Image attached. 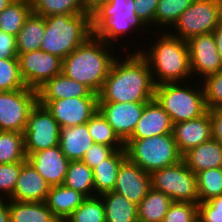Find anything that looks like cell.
I'll list each match as a JSON object with an SVG mask.
<instances>
[{
  "label": "cell",
  "mask_w": 222,
  "mask_h": 222,
  "mask_svg": "<svg viewBox=\"0 0 222 222\" xmlns=\"http://www.w3.org/2000/svg\"><path fill=\"white\" fill-rule=\"evenodd\" d=\"M155 87L145 58L138 51H121L98 94V102H149L154 99Z\"/></svg>",
  "instance_id": "6da1fadb"
},
{
  "label": "cell",
  "mask_w": 222,
  "mask_h": 222,
  "mask_svg": "<svg viewBox=\"0 0 222 222\" xmlns=\"http://www.w3.org/2000/svg\"><path fill=\"white\" fill-rule=\"evenodd\" d=\"M155 34L157 35L154 36V39L149 34L151 39L146 36V39L144 38L146 41L140 43L149 42L151 45L142 44L139 47L133 43V38L129 40L131 41L129 45L132 43L137 47L134 51H138L148 62L155 85L193 80L187 41L171 36L168 32H156Z\"/></svg>",
  "instance_id": "7a4b0ae2"
},
{
  "label": "cell",
  "mask_w": 222,
  "mask_h": 222,
  "mask_svg": "<svg viewBox=\"0 0 222 222\" xmlns=\"http://www.w3.org/2000/svg\"><path fill=\"white\" fill-rule=\"evenodd\" d=\"M118 50L92 34L62 60V73L98 95Z\"/></svg>",
  "instance_id": "3957f363"
},
{
  "label": "cell",
  "mask_w": 222,
  "mask_h": 222,
  "mask_svg": "<svg viewBox=\"0 0 222 222\" xmlns=\"http://www.w3.org/2000/svg\"><path fill=\"white\" fill-rule=\"evenodd\" d=\"M147 29L148 31H146ZM91 31L97 38L107 44L119 47L120 51L123 52L124 50L131 51L135 48L132 45L128 46V41L125 39V37L128 38L130 33H135L140 38L142 34L143 36L150 33L151 35L154 34L136 15L134 0H108L102 3L91 13ZM122 41L123 44H119Z\"/></svg>",
  "instance_id": "277c9868"
},
{
  "label": "cell",
  "mask_w": 222,
  "mask_h": 222,
  "mask_svg": "<svg viewBox=\"0 0 222 222\" xmlns=\"http://www.w3.org/2000/svg\"><path fill=\"white\" fill-rule=\"evenodd\" d=\"M91 35L90 13L50 15L40 49L63 60Z\"/></svg>",
  "instance_id": "5b68a950"
},
{
  "label": "cell",
  "mask_w": 222,
  "mask_h": 222,
  "mask_svg": "<svg viewBox=\"0 0 222 222\" xmlns=\"http://www.w3.org/2000/svg\"><path fill=\"white\" fill-rule=\"evenodd\" d=\"M154 99L168 113L172 124L198 118L208 110L202 83L196 80L156 85Z\"/></svg>",
  "instance_id": "8992f818"
},
{
  "label": "cell",
  "mask_w": 222,
  "mask_h": 222,
  "mask_svg": "<svg viewBox=\"0 0 222 222\" xmlns=\"http://www.w3.org/2000/svg\"><path fill=\"white\" fill-rule=\"evenodd\" d=\"M127 158L147 173L172 166L182 160L172 134L145 139H128L125 142Z\"/></svg>",
  "instance_id": "52a82bcc"
},
{
  "label": "cell",
  "mask_w": 222,
  "mask_h": 222,
  "mask_svg": "<svg viewBox=\"0 0 222 222\" xmlns=\"http://www.w3.org/2000/svg\"><path fill=\"white\" fill-rule=\"evenodd\" d=\"M220 23L219 0H194L168 33L188 41L194 36L212 33Z\"/></svg>",
  "instance_id": "ba28073f"
},
{
  "label": "cell",
  "mask_w": 222,
  "mask_h": 222,
  "mask_svg": "<svg viewBox=\"0 0 222 222\" xmlns=\"http://www.w3.org/2000/svg\"><path fill=\"white\" fill-rule=\"evenodd\" d=\"M151 187L169 196L173 202L198 203L196 174L180 162L153 171Z\"/></svg>",
  "instance_id": "9c48e42d"
},
{
  "label": "cell",
  "mask_w": 222,
  "mask_h": 222,
  "mask_svg": "<svg viewBox=\"0 0 222 222\" xmlns=\"http://www.w3.org/2000/svg\"><path fill=\"white\" fill-rule=\"evenodd\" d=\"M60 128L47 108L37 103L29 114L23 132L26 156L58 146Z\"/></svg>",
  "instance_id": "30bf717a"
},
{
  "label": "cell",
  "mask_w": 222,
  "mask_h": 222,
  "mask_svg": "<svg viewBox=\"0 0 222 222\" xmlns=\"http://www.w3.org/2000/svg\"><path fill=\"white\" fill-rule=\"evenodd\" d=\"M37 103V91L28 87L0 91V130L23 133L29 114Z\"/></svg>",
  "instance_id": "8fae6325"
},
{
  "label": "cell",
  "mask_w": 222,
  "mask_h": 222,
  "mask_svg": "<svg viewBox=\"0 0 222 222\" xmlns=\"http://www.w3.org/2000/svg\"><path fill=\"white\" fill-rule=\"evenodd\" d=\"M20 75L26 87L38 90L62 73V59L41 49L18 55Z\"/></svg>",
  "instance_id": "7c38bea8"
},
{
  "label": "cell",
  "mask_w": 222,
  "mask_h": 222,
  "mask_svg": "<svg viewBox=\"0 0 222 222\" xmlns=\"http://www.w3.org/2000/svg\"><path fill=\"white\" fill-rule=\"evenodd\" d=\"M38 103L47 108L61 128L85 124L98 110V97L38 100Z\"/></svg>",
  "instance_id": "4fadbf2b"
},
{
  "label": "cell",
  "mask_w": 222,
  "mask_h": 222,
  "mask_svg": "<svg viewBox=\"0 0 222 222\" xmlns=\"http://www.w3.org/2000/svg\"><path fill=\"white\" fill-rule=\"evenodd\" d=\"M187 43L193 80L200 82L222 70V63L212 33L194 36Z\"/></svg>",
  "instance_id": "5bb4252c"
},
{
  "label": "cell",
  "mask_w": 222,
  "mask_h": 222,
  "mask_svg": "<svg viewBox=\"0 0 222 222\" xmlns=\"http://www.w3.org/2000/svg\"><path fill=\"white\" fill-rule=\"evenodd\" d=\"M147 102H98V110L125 143L133 134Z\"/></svg>",
  "instance_id": "9a60e30c"
},
{
  "label": "cell",
  "mask_w": 222,
  "mask_h": 222,
  "mask_svg": "<svg viewBox=\"0 0 222 222\" xmlns=\"http://www.w3.org/2000/svg\"><path fill=\"white\" fill-rule=\"evenodd\" d=\"M151 188L150 173L126 158L117 173L113 192L138 205Z\"/></svg>",
  "instance_id": "2e32d148"
},
{
  "label": "cell",
  "mask_w": 222,
  "mask_h": 222,
  "mask_svg": "<svg viewBox=\"0 0 222 222\" xmlns=\"http://www.w3.org/2000/svg\"><path fill=\"white\" fill-rule=\"evenodd\" d=\"M27 161L50 187L64 183L70 161L62 153L60 145L32 153L27 156Z\"/></svg>",
  "instance_id": "e0dca14e"
},
{
  "label": "cell",
  "mask_w": 222,
  "mask_h": 222,
  "mask_svg": "<svg viewBox=\"0 0 222 222\" xmlns=\"http://www.w3.org/2000/svg\"><path fill=\"white\" fill-rule=\"evenodd\" d=\"M172 135L180 153L212 139V124L209 111L202 116L173 124Z\"/></svg>",
  "instance_id": "ac0fdd59"
},
{
  "label": "cell",
  "mask_w": 222,
  "mask_h": 222,
  "mask_svg": "<svg viewBox=\"0 0 222 222\" xmlns=\"http://www.w3.org/2000/svg\"><path fill=\"white\" fill-rule=\"evenodd\" d=\"M173 124L168 113L153 99L144 106L132 136L129 139H145L162 134H172Z\"/></svg>",
  "instance_id": "d6986e66"
},
{
  "label": "cell",
  "mask_w": 222,
  "mask_h": 222,
  "mask_svg": "<svg viewBox=\"0 0 222 222\" xmlns=\"http://www.w3.org/2000/svg\"><path fill=\"white\" fill-rule=\"evenodd\" d=\"M50 186L26 161L21 168L13 195L9 200L17 202H45Z\"/></svg>",
  "instance_id": "ffe728a7"
},
{
  "label": "cell",
  "mask_w": 222,
  "mask_h": 222,
  "mask_svg": "<svg viewBox=\"0 0 222 222\" xmlns=\"http://www.w3.org/2000/svg\"><path fill=\"white\" fill-rule=\"evenodd\" d=\"M38 100H60L75 97H98L84 84L60 73L49 79L38 90Z\"/></svg>",
  "instance_id": "44dd1931"
},
{
  "label": "cell",
  "mask_w": 222,
  "mask_h": 222,
  "mask_svg": "<svg viewBox=\"0 0 222 222\" xmlns=\"http://www.w3.org/2000/svg\"><path fill=\"white\" fill-rule=\"evenodd\" d=\"M182 160L195 174L222 167V145L217 140L210 139L185 152Z\"/></svg>",
  "instance_id": "7402d4cb"
},
{
  "label": "cell",
  "mask_w": 222,
  "mask_h": 222,
  "mask_svg": "<svg viewBox=\"0 0 222 222\" xmlns=\"http://www.w3.org/2000/svg\"><path fill=\"white\" fill-rule=\"evenodd\" d=\"M94 144L87 123L60 128L59 145L69 161L82 160L86 151Z\"/></svg>",
  "instance_id": "603a6c76"
},
{
  "label": "cell",
  "mask_w": 222,
  "mask_h": 222,
  "mask_svg": "<svg viewBox=\"0 0 222 222\" xmlns=\"http://www.w3.org/2000/svg\"><path fill=\"white\" fill-rule=\"evenodd\" d=\"M86 198L81 192L62 184L49 188L45 203L60 222H64Z\"/></svg>",
  "instance_id": "cb8c5ba5"
},
{
  "label": "cell",
  "mask_w": 222,
  "mask_h": 222,
  "mask_svg": "<svg viewBox=\"0 0 222 222\" xmlns=\"http://www.w3.org/2000/svg\"><path fill=\"white\" fill-rule=\"evenodd\" d=\"M127 158L125 149L115 150L107 159L93 168L94 193L101 195L113 191L118 170Z\"/></svg>",
  "instance_id": "d4e9b609"
},
{
  "label": "cell",
  "mask_w": 222,
  "mask_h": 222,
  "mask_svg": "<svg viewBox=\"0 0 222 222\" xmlns=\"http://www.w3.org/2000/svg\"><path fill=\"white\" fill-rule=\"evenodd\" d=\"M10 222H60L45 202L9 200Z\"/></svg>",
  "instance_id": "484cf974"
},
{
  "label": "cell",
  "mask_w": 222,
  "mask_h": 222,
  "mask_svg": "<svg viewBox=\"0 0 222 222\" xmlns=\"http://www.w3.org/2000/svg\"><path fill=\"white\" fill-rule=\"evenodd\" d=\"M104 203L106 222H138L137 205L113 192L99 195Z\"/></svg>",
  "instance_id": "4316f807"
},
{
  "label": "cell",
  "mask_w": 222,
  "mask_h": 222,
  "mask_svg": "<svg viewBox=\"0 0 222 222\" xmlns=\"http://www.w3.org/2000/svg\"><path fill=\"white\" fill-rule=\"evenodd\" d=\"M172 203L169 196L151 187L137 205L138 222H162Z\"/></svg>",
  "instance_id": "83f0119b"
},
{
  "label": "cell",
  "mask_w": 222,
  "mask_h": 222,
  "mask_svg": "<svg viewBox=\"0 0 222 222\" xmlns=\"http://www.w3.org/2000/svg\"><path fill=\"white\" fill-rule=\"evenodd\" d=\"M45 34V17L33 12L16 35L17 53L39 50Z\"/></svg>",
  "instance_id": "f1b7e54d"
},
{
  "label": "cell",
  "mask_w": 222,
  "mask_h": 222,
  "mask_svg": "<svg viewBox=\"0 0 222 222\" xmlns=\"http://www.w3.org/2000/svg\"><path fill=\"white\" fill-rule=\"evenodd\" d=\"M63 185L81 192L86 197L97 196L94 193L93 170L83 161H70Z\"/></svg>",
  "instance_id": "f546056e"
},
{
  "label": "cell",
  "mask_w": 222,
  "mask_h": 222,
  "mask_svg": "<svg viewBox=\"0 0 222 222\" xmlns=\"http://www.w3.org/2000/svg\"><path fill=\"white\" fill-rule=\"evenodd\" d=\"M32 13L30 0H14L0 13V30L16 36Z\"/></svg>",
  "instance_id": "4dcf8cb0"
},
{
  "label": "cell",
  "mask_w": 222,
  "mask_h": 222,
  "mask_svg": "<svg viewBox=\"0 0 222 222\" xmlns=\"http://www.w3.org/2000/svg\"><path fill=\"white\" fill-rule=\"evenodd\" d=\"M193 1L159 0L155 14V32H168Z\"/></svg>",
  "instance_id": "1f68e13d"
},
{
  "label": "cell",
  "mask_w": 222,
  "mask_h": 222,
  "mask_svg": "<svg viewBox=\"0 0 222 222\" xmlns=\"http://www.w3.org/2000/svg\"><path fill=\"white\" fill-rule=\"evenodd\" d=\"M87 128L94 143L110 146L114 150L125 149V143L118 137L99 110L87 122Z\"/></svg>",
  "instance_id": "d6a6232c"
},
{
  "label": "cell",
  "mask_w": 222,
  "mask_h": 222,
  "mask_svg": "<svg viewBox=\"0 0 222 222\" xmlns=\"http://www.w3.org/2000/svg\"><path fill=\"white\" fill-rule=\"evenodd\" d=\"M32 12L47 17L57 14L89 13L83 5V0H30Z\"/></svg>",
  "instance_id": "836d02e7"
},
{
  "label": "cell",
  "mask_w": 222,
  "mask_h": 222,
  "mask_svg": "<svg viewBox=\"0 0 222 222\" xmlns=\"http://www.w3.org/2000/svg\"><path fill=\"white\" fill-rule=\"evenodd\" d=\"M26 161L23 133L0 130V164Z\"/></svg>",
  "instance_id": "e575fe53"
},
{
  "label": "cell",
  "mask_w": 222,
  "mask_h": 222,
  "mask_svg": "<svg viewBox=\"0 0 222 222\" xmlns=\"http://www.w3.org/2000/svg\"><path fill=\"white\" fill-rule=\"evenodd\" d=\"M196 179L198 203L222 195V167L198 172Z\"/></svg>",
  "instance_id": "d590c367"
},
{
  "label": "cell",
  "mask_w": 222,
  "mask_h": 222,
  "mask_svg": "<svg viewBox=\"0 0 222 222\" xmlns=\"http://www.w3.org/2000/svg\"><path fill=\"white\" fill-rule=\"evenodd\" d=\"M64 222H106L104 203L99 195L87 197Z\"/></svg>",
  "instance_id": "8d00e7d4"
},
{
  "label": "cell",
  "mask_w": 222,
  "mask_h": 222,
  "mask_svg": "<svg viewBox=\"0 0 222 222\" xmlns=\"http://www.w3.org/2000/svg\"><path fill=\"white\" fill-rule=\"evenodd\" d=\"M25 87L20 75L19 59H0V91H13Z\"/></svg>",
  "instance_id": "74e56055"
},
{
  "label": "cell",
  "mask_w": 222,
  "mask_h": 222,
  "mask_svg": "<svg viewBox=\"0 0 222 222\" xmlns=\"http://www.w3.org/2000/svg\"><path fill=\"white\" fill-rule=\"evenodd\" d=\"M162 222H198V203L173 202Z\"/></svg>",
  "instance_id": "f35d334b"
},
{
  "label": "cell",
  "mask_w": 222,
  "mask_h": 222,
  "mask_svg": "<svg viewBox=\"0 0 222 222\" xmlns=\"http://www.w3.org/2000/svg\"><path fill=\"white\" fill-rule=\"evenodd\" d=\"M207 109L222 106V70L201 81Z\"/></svg>",
  "instance_id": "ab89813d"
},
{
  "label": "cell",
  "mask_w": 222,
  "mask_h": 222,
  "mask_svg": "<svg viewBox=\"0 0 222 222\" xmlns=\"http://www.w3.org/2000/svg\"><path fill=\"white\" fill-rule=\"evenodd\" d=\"M25 162L0 164V197L10 198L13 195L18 177Z\"/></svg>",
  "instance_id": "60d3db41"
},
{
  "label": "cell",
  "mask_w": 222,
  "mask_h": 222,
  "mask_svg": "<svg viewBox=\"0 0 222 222\" xmlns=\"http://www.w3.org/2000/svg\"><path fill=\"white\" fill-rule=\"evenodd\" d=\"M198 222H222V195L198 203Z\"/></svg>",
  "instance_id": "b9f144b4"
},
{
  "label": "cell",
  "mask_w": 222,
  "mask_h": 222,
  "mask_svg": "<svg viewBox=\"0 0 222 222\" xmlns=\"http://www.w3.org/2000/svg\"><path fill=\"white\" fill-rule=\"evenodd\" d=\"M159 0H134L135 13L155 33V14ZM153 25V26H152Z\"/></svg>",
  "instance_id": "7bdbcfd3"
},
{
  "label": "cell",
  "mask_w": 222,
  "mask_h": 222,
  "mask_svg": "<svg viewBox=\"0 0 222 222\" xmlns=\"http://www.w3.org/2000/svg\"><path fill=\"white\" fill-rule=\"evenodd\" d=\"M115 150L104 144L94 143L84 154L83 161L89 168L93 169L102 161L107 159Z\"/></svg>",
  "instance_id": "ee69618b"
},
{
  "label": "cell",
  "mask_w": 222,
  "mask_h": 222,
  "mask_svg": "<svg viewBox=\"0 0 222 222\" xmlns=\"http://www.w3.org/2000/svg\"><path fill=\"white\" fill-rule=\"evenodd\" d=\"M18 58L16 36L0 30V59Z\"/></svg>",
  "instance_id": "f6af8a7d"
},
{
  "label": "cell",
  "mask_w": 222,
  "mask_h": 222,
  "mask_svg": "<svg viewBox=\"0 0 222 222\" xmlns=\"http://www.w3.org/2000/svg\"><path fill=\"white\" fill-rule=\"evenodd\" d=\"M212 124V139L222 145V106L208 109Z\"/></svg>",
  "instance_id": "bcb514c9"
},
{
  "label": "cell",
  "mask_w": 222,
  "mask_h": 222,
  "mask_svg": "<svg viewBox=\"0 0 222 222\" xmlns=\"http://www.w3.org/2000/svg\"><path fill=\"white\" fill-rule=\"evenodd\" d=\"M0 222H10L9 199L0 197Z\"/></svg>",
  "instance_id": "7dc6e473"
},
{
  "label": "cell",
  "mask_w": 222,
  "mask_h": 222,
  "mask_svg": "<svg viewBox=\"0 0 222 222\" xmlns=\"http://www.w3.org/2000/svg\"><path fill=\"white\" fill-rule=\"evenodd\" d=\"M215 42H216V47L217 51L220 56V60L222 63V23H220L212 32Z\"/></svg>",
  "instance_id": "c3c4849f"
},
{
  "label": "cell",
  "mask_w": 222,
  "mask_h": 222,
  "mask_svg": "<svg viewBox=\"0 0 222 222\" xmlns=\"http://www.w3.org/2000/svg\"><path fill=\"white\" fill-rule=\"evenodd\" d=\"M107 1L108 0H83V5H84V8L91 14L102 3H105Z\"/></svg>",
  "instance_id": "681fc988"
},
{
  "label": "cell",
  "mask_w": 222,
  "mask_h": 222,
  "mask_svg": "<svg viewBox=\"0 0 222 222\" xmlns=\"http://www.w3.org/2000/svg\"><path fill=\"white\" fill-rule=\"evenodd\" d=\"M14 0H0V13Z\"/></svg>",
  "instance_id": "f907efd6"
},
{
  "label": "cell",
  "mask_w": 222,
  "mask_h": 222,
  "mask_svg": "<svg viewBox=\"0 0 222 222\" xmlns=\"http://www.w3.org/2000/svg\"><path fill=\"white\" fill-rule=\"evenodd\" d=\"M220 3V11H221V23H222V0H219Z\"/></svg>",
  "instance_id": "816d5d0a"
}]
</instances>
